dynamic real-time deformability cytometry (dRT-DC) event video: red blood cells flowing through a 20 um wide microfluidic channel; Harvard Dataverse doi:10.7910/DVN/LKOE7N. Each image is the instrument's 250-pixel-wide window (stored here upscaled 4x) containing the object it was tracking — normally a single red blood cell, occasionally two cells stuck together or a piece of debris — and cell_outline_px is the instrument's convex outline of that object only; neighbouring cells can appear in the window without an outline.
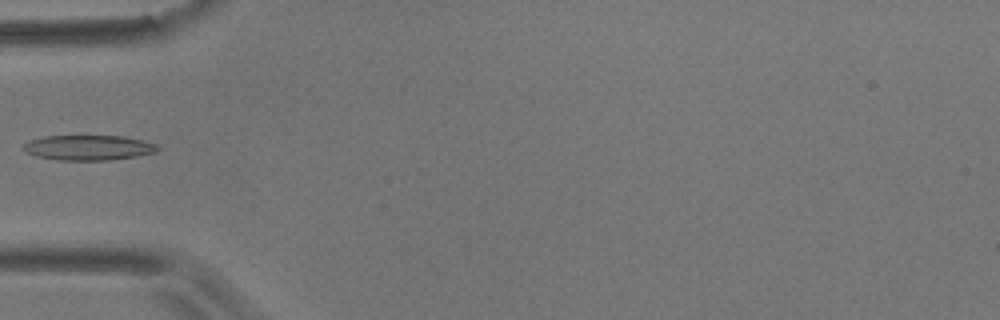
{"species": "common noctule bat (a hibernating species)", "species_latin": "Nyctalus noctula", "temperature_condition": "room temperature", "stored_images_in_passage": 5, "camera_frame_rate_fps": 3000, "um_per_image_px": 0.085, "animal": {"sex": "male", "body_mass_g": 17.9}, "frame": {"image": 1, "passage_image": 5, "time_ms": 1.333, "image_size_px": [1000, 320], "cell_outline_px": [[160, 148], [156, 152], [136, 156], [108, 160], [60, 160], [36, 156], [24, 152], [20, 148], [28, 140], [44, 136], [124, 136], [156, 144]], "centroid_in_image_um": [7.46, 12.55], "position_along_channel_um": 77.5, "area_um2": 19.65}}